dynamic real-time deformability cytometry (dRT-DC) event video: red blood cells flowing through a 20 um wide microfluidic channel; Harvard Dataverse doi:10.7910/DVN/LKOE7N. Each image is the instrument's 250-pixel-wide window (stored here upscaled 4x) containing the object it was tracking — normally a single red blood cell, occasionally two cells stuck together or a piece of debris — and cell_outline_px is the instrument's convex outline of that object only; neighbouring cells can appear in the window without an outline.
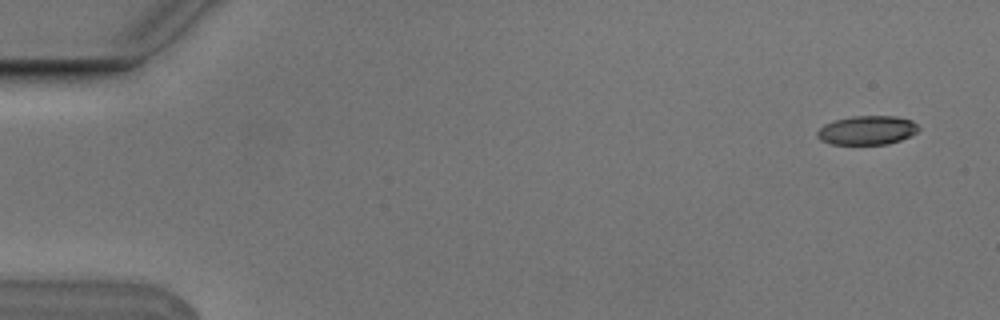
{"species": "Egyptian fruit bat (a non-hibernating species)", "species_latin": "Rousettus aegyptiacus", "temperature_condition": "cold", "stored_images_in_passage": 6, "camera_frame_rate_fps": 3000, "um_per_image_px": 0.085, "animal": {"sex": "male"}, "frame": {"image": 1, "passage_image": 1, "time_ms": 0.0, "image_size_px": [1000, 320], "cell_outline_px": [[920, 128], [916, 132], [900, 140], [888, 144], [832, 144], [820, 140], [816, 136], [816, 132], [824, 124], [836, 120], [852, 116], [896, 116], [912, 120]], "centroid_in_image_um": [73.69, 11.07], "position_along_channel_um": 11.3, "area_um2": 17.05}}
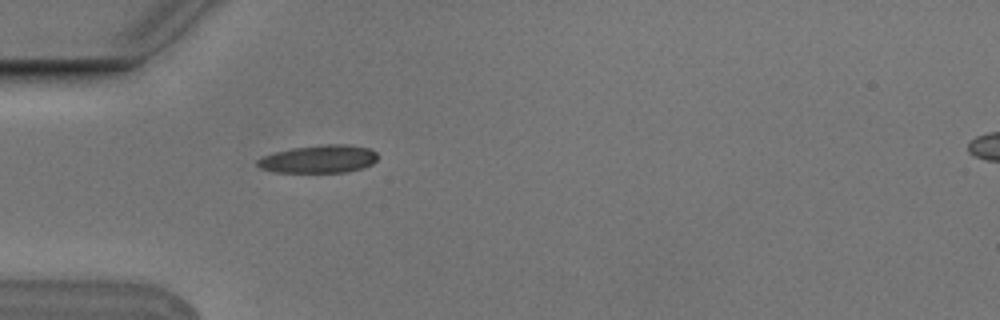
{"frame": {"image": 2, "passage_image": 5, "time_ms": 1.333, "image_size_px": [1000, 320], "cell_outline_px": [[376, 160], [372, 164], [364, 168], [344, 172], [276, 172], [260, 168], [256, 164], [256, 160], [260, 156], [292, 148], [324, 144], [348, 144], [368, 148], [376, 152]], "centroid_in_image_um": [27.08, 13.51], "position_along_channel_um": 57.9, "area_um2": 19.59}}